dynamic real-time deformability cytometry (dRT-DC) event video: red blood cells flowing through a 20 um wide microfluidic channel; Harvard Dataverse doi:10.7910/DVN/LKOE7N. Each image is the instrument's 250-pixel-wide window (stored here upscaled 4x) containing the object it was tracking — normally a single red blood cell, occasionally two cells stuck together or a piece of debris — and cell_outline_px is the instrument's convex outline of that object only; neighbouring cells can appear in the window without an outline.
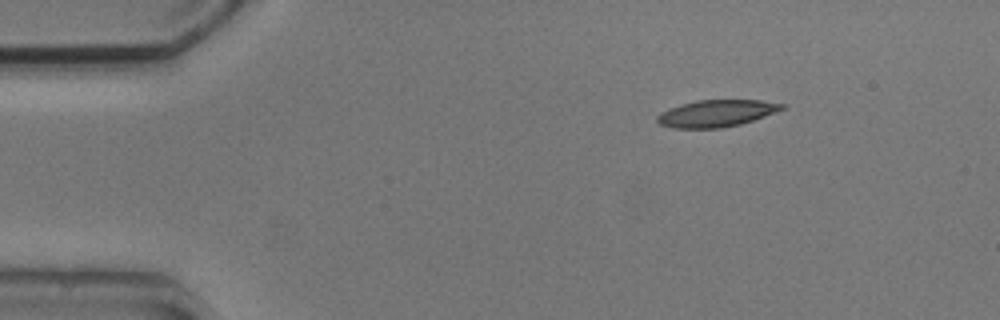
{"species": "common noctule bat (a hibernating species)", "species_latin": "Nyctalus noctula", "temperature_condition": "cold", "stored_images_in_passage": 3, "camera_frame_rate_fps": 3000, "um_per_image_px": 0.085, "animal": {"sex": "male", "body_mass_g": 20.5, "forearm_length_mm": 52.5}, "frame": {"image": 1, "passage_image": 1, "time_ms": 0.0, "image_size_px": [1000, 320], "cell_outline_px": [[784, 108], [764, 116], [740, 124], [720, 128], [672, 128], [660, 124], [656, 120], [656, 116], [660, 112], [680, 104], [696, 100], [760, 100], [784, 104]], "centroid_in_image_um": [60.83, 9.63], "position_along_channel_um": 24.2, "area_um2": 19.42}}
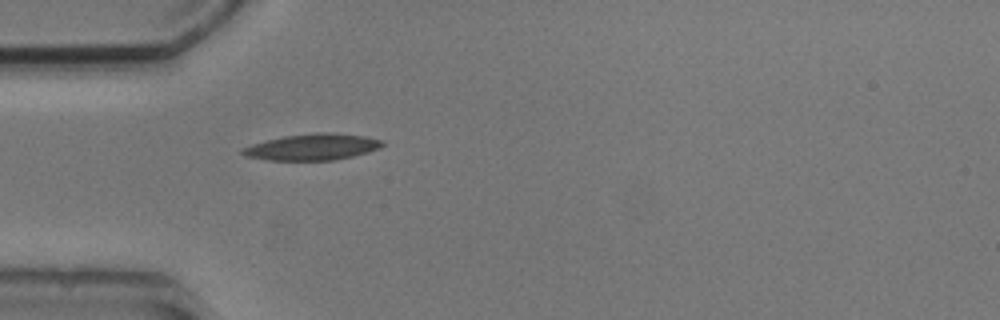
{"frame": {"image": 2, "passage_image": 3, "time_ms": 2.667, "image_size_px": [1000, 320], "cell_outline_px": [[384, 144], [380, 148], [368, 152], [352, 156], [332, 160], [268, 160], [244, 156], [240, 152], [240, 148], [252, 144], [284, 136], [316, 132], [332, 132], [368, 136], [384, 140]], "centroid_in_image_um": [26.57, 12.48], "position_along_channel_um": 58.4, "area_um2": 21.62}}